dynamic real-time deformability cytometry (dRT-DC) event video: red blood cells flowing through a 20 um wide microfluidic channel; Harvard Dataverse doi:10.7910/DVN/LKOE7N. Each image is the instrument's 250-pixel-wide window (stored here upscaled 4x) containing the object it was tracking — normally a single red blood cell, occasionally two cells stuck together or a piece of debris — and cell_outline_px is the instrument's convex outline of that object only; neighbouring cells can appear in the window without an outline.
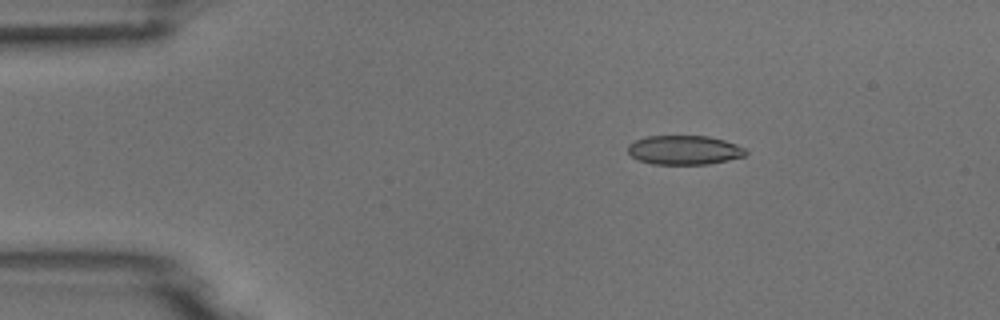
{"species": "common noctule bat (a hibernating species)", "species_latin": "Nyctalus noctula", "temperature_condition": "room temperature", "stored_images_in_passage": 5, "camera_frame_rate_fps": 3000, "um_per_image_px": 0.085, "animal": {"sex": "male", "body_mass_g": 18.8}, "frame": {"image": 1, "passage_image": 3, "time_ms": 2.667, "image_size_px": [1000, 320], "cell_outline_px": [[748, 152], [744, 156], [728, 160], [708, 164], [652, 164], [636, 160], [628, 152], [628, 144], [636, 140], [648, 136], [708, 136], [724, 140], [736, 144], [744, 148]], "centroid_in_image_um": [58.15, 12.76], "position_along_channel_um": 26.9, "area_um2": 20.06}}
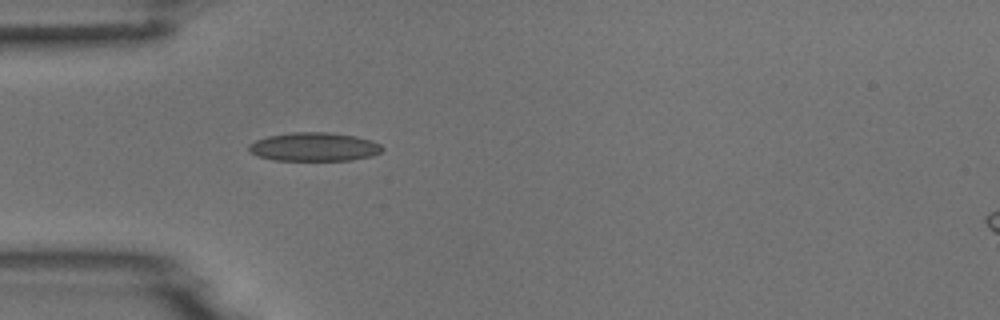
{"frame": {"image": 2, "passage_image": 5, "time_ms": 5.0, "image_size_px": [1000, 320], "cell_outline_px": [[384, 148], [380, 152], [372, 156], [352, 160], [276, 160], [256, 156], [248, 152], [248, 144], [256, 140], [268, 136], [292, 132], [328, 132], [356, 136], [372, 140], [380, 144]], "centroid_in_image_um": [26.69, 12.48], "position_along_channel_um": 58.3, "area_um2": 22.43}}